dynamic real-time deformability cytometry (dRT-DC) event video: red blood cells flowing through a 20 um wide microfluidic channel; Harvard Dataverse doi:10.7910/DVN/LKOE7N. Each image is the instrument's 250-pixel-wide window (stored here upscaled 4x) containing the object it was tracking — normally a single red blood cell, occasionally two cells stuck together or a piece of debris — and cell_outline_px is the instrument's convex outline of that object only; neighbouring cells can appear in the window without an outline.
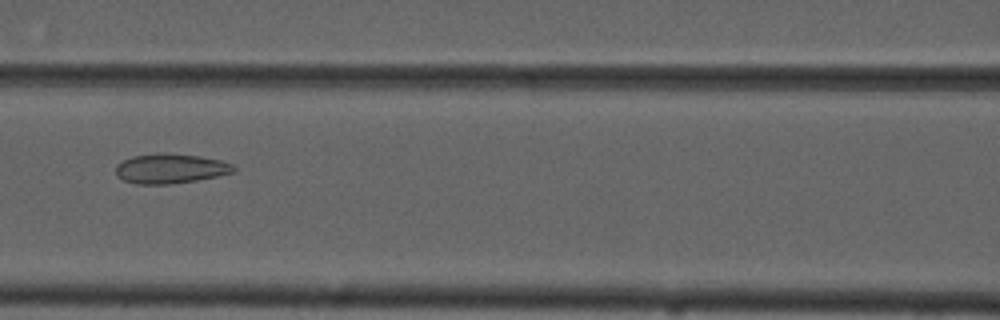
{"species": "common noctule bat (a hibernating species)", "species_latin": "Nyctalus noctula", "temperature_condition": "cold", "stored_images_in_passage": 52, "camera_frame_rate_fps": 3000, "um_per_image_px": 0.085, "animal": {"sex": "male", "forearm_length_mm": 52.5}, "frame": {"image": 1, "passage_image": 22, "time_ms": 7.0, "image_size_px": [1000, 320], "cell_outline_px": [[236, 172], [196, 180], [168, 184], [136, 184], [124, 180], [116, 176], [116, 164], [132, 156], [200, 156], [220, 160], [232, 164], [236, 168]], "centroid_in_image_um": [14.5, 14.38], "position_along_channel_um": 152.1, "area_um2": 19.48}}
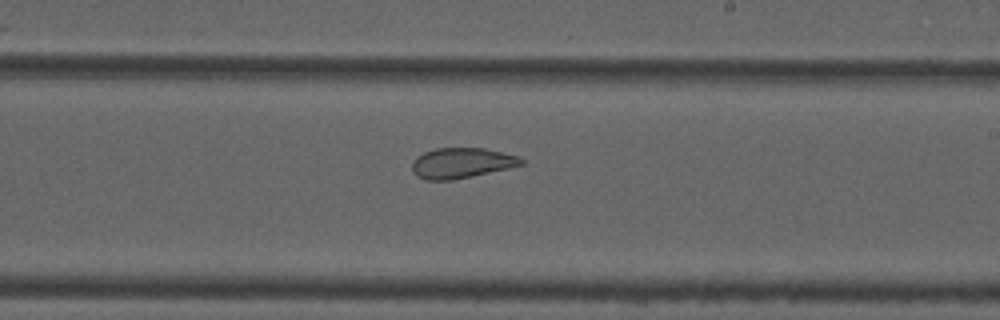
{"frame": {"image": 2, "passage_image": 30, "time_ms": 9.667, "image_size_px": [1000, 320], "cell_outline_px": [[524, 164], [508, 168], [472, 176], [452, 180], [424, 180], [416, 176], [412, 172], [412, 160], [416, 156], [424, 152], [436, 148], [484, 148], [520, 156], [524, 160]], "centroid_in_image_um": [39.2, 13.85], "position_along_channel_um": 249.8, "area_um2": 19.48}}
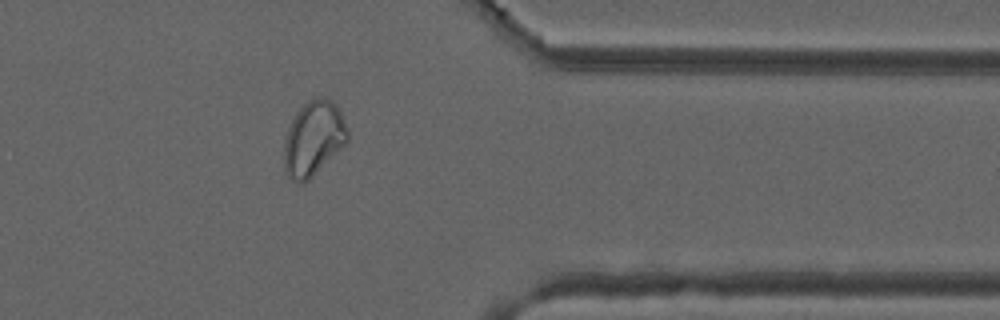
{"frame": {"image": 3, "passage_image": 42, "time_ms": 13.667, "image_size_px": [1000, 320], "cell_outline_px": [[348, 140], [304, 184], [296, 184], [284, 172], [284, 140], [288, 124], [296, 112], [308, 100], [320, 96], [324, 96], [332, 100], [340, 108], [348, 128]], "centroid_in_image_um": [26.62, 11.74], "position_along_channel_um": 384.8, "area_um2": 27.98}, "authors_computed_cell_mechanics": {"area_um2": 25.9233, "velocity_mm_per_s": 3.6766, "shape_relaxation_time_tau1_ms": null, "shape_relaxation_time_tau2_ms": 1.8393, "deformation_change_tau1": null, "deformation_change_tau2": 0.0691}}